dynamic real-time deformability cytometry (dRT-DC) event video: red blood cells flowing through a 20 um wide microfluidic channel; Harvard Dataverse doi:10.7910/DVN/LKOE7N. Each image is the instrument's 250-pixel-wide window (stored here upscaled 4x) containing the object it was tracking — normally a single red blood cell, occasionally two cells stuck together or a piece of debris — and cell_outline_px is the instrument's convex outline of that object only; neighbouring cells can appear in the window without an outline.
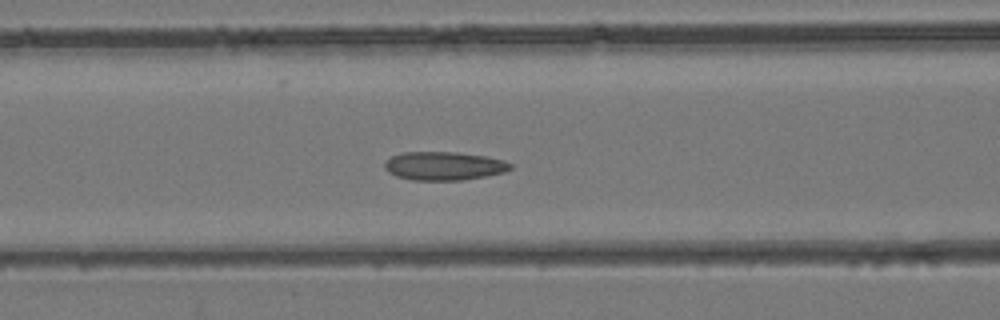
{"species": "common noctule bat (a hibernating species)", "species_latin": "Nyctalus noctula", "temperature_condition": "room temperature", "stored_images_in_passage": 44, "camera_frame_rate_fps": 3000, "um_per_image_px": 0.085, "animal": {"sex": "female", "body_mass_g": 24.6, "forearm_length_mm": 56.2}, "frame": {"image": 1, "passage_image": 17, "time_ms": 5.333, "image_size_px": [1000, 320], "cell_outline_px": [[512, 168], [504, 172], [464, 180], [412, 180], [396, 176], [388, 172], [384, 168], [384, 164], [392, 156], [404, 152], [456, 152], [484, 156], [500, 160], [512, 164]], "centroid_in_image_um": [37.7, 14.11], "position_along_channel_um": 128.9, "area_um2": 20.69}}
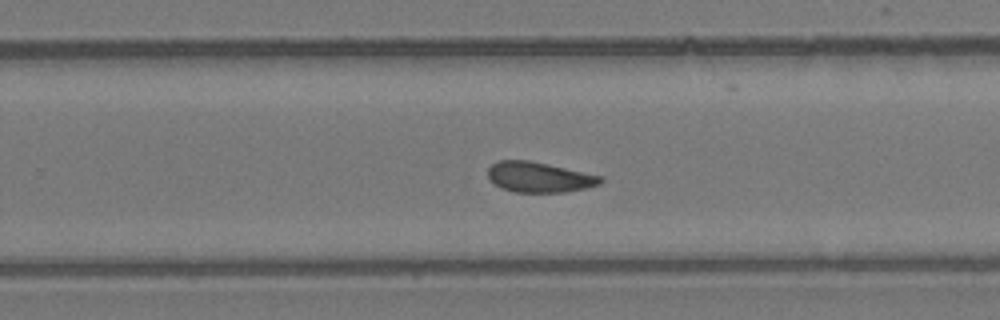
{"frame": {"image": 2, "passage_image": 27, "time_ms": 8.667, "image_size_px": [1000, 320], "cell_outline_px": [[604, 180], [600, 184], [584, 188], [564, 192], [516, 192], [500, 188], [488, 176], [488, 168], [496, 160], [528, 160], [548, 164], [604, 176]], "centroid_in_image_um": [45.84, 15.05], "position_along_channel_um": 284.0, "area_um2": 19.88}}
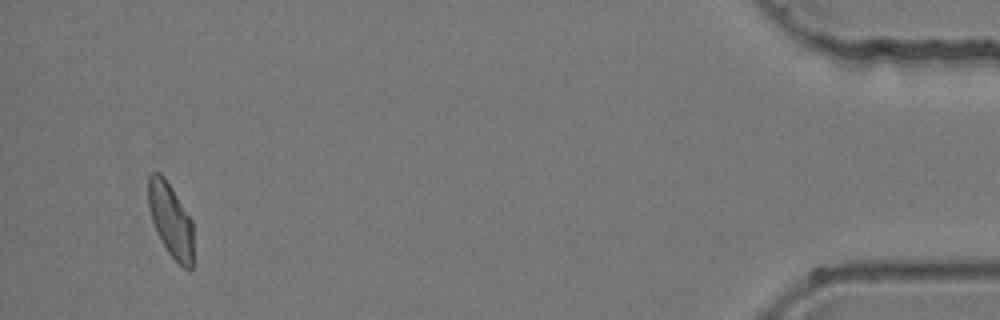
{"frame": {"image": 3, "passage_image": 41, "time_ms": 13.333, "image_size_px": [1000, 320], "cell_outline_px": [[192, 268], [188, 272], [168, 252], [156, 232], [152, 220], [148, 204], [148, 176], [152, 172], [160, 172], [164, 176], [192, 220]], "centroid_in_image_um": [14.49, 18.69], "position_along_channel_um": 420.7, "area_um2": 19.25}}